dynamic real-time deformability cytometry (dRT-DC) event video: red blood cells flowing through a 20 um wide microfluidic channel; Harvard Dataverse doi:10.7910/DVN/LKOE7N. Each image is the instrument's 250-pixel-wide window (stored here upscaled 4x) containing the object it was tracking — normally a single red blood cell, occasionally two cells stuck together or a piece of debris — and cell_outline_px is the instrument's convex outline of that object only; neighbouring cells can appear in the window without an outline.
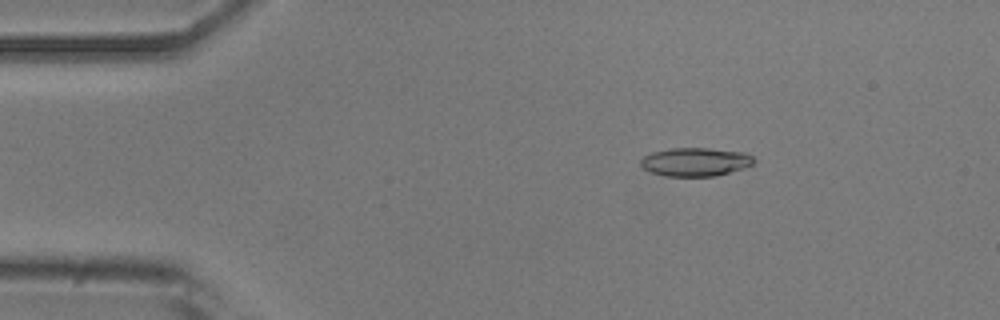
{"species": "common noctule bat (a hibernating species)", "species_latin": "Nyctalus noctula", "temperature_condition": "room temperature", "stored_images_in_passage": 2, "camera_frame_rate_fps": 3000, "um_per_image_px": 0.085, "animal": {"sex": "male", "body_mass_g": 20.5, "forearm_length_mm": 52.5}, "frame": {"image": 1, "passage_image": 1, "time_ms": 0.0, "image_size_px": [1000, 320], "cell_outline_px": [[756, 160], [752, 164], [744, 168], [716, 176], [664, 176], [652, 172], [644, 168], [640, 164], [640, 160], [644, 156], [652, 152], [672, 148], [708, 148], [744, 152], [752, 156]], "centroid_in_image_um": [59.12, 13.76], "position_along_channel_um": 25.9, "area_um2": 18.79}}